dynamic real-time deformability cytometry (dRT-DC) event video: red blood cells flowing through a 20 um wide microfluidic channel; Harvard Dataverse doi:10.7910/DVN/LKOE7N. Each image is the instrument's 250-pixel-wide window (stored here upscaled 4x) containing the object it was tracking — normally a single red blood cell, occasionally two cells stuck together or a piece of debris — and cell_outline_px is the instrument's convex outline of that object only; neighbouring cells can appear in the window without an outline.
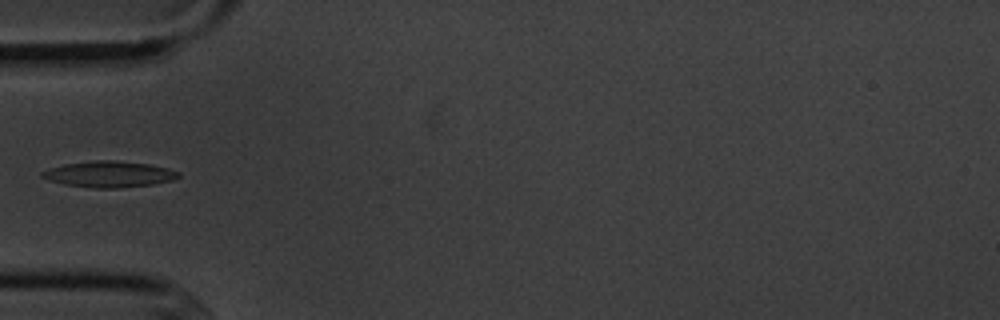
{"species": "common noctule bat (a hibernating species)", "species_latin": "Nyctalus noctula", "temperature_condition": "cold", "stored_images_in_passage": 6, "camera_frame_rate_fps": 3000, "um_per_image_px": 0.085, "animal": {"sex": "male", "body_mass_g": 20.1, "forearm_length_mm": 53.5}, "frame": {"image": 1, "passage_image": 5, "time_ms": 5.667, "image_size_px": [1000, 320], "cell_outline_px": [[180, 176], [172, 180], [152, 184], [120, 188], [92, 188], [64, 184], [48, 180], [40, 176], [40, 172], [48, 168], [64, 164], [96, 160], [116, 160], [148, 164], [168, 168], [180, 172]], "centroid_in_image_um": [9.24, 14.8], "position_along_channel_um": 75.8, "area_um2": 20.81}}
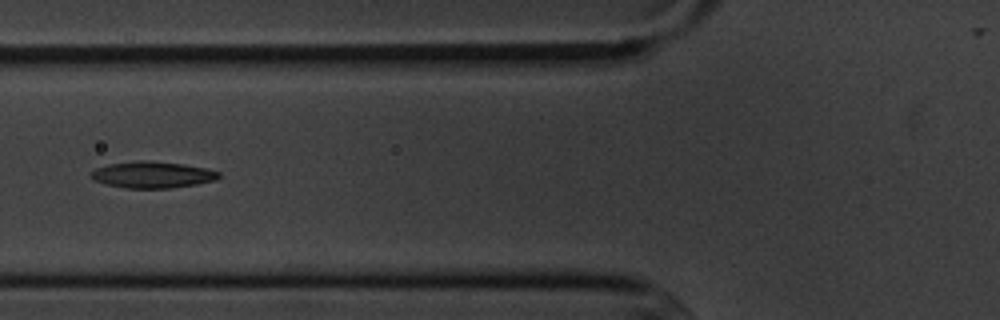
{"frame": {"image": 2, "passage_image": 6, "time_ms": 6.667, "image_size_px": [1000, 320], "cell_outline_px": [[220, 176], [216, 180], [196, 184], [168, 188], [124, 188], [104, 184], [92, 180], [88, 176], [96, 168], [108, 164], [140, 160], [148, 160], [184, 164], [204, 168], [220, 172]], "centroid_in_image_um": [12.91, 14.85], "position_along_channel_um": 112.9, "area_um2": 19.83}}